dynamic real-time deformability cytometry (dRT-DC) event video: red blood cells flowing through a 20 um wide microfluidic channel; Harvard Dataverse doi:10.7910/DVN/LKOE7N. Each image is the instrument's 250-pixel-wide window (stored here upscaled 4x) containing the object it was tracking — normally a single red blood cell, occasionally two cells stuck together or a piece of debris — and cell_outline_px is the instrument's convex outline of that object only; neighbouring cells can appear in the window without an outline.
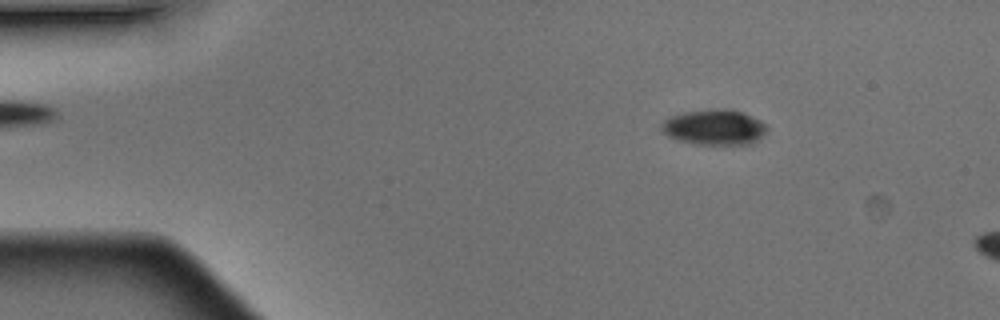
{"species": "Egyptian fruit bat (a non-hibernating species)", "species_latin": "Rousettus aegyptiacus", "temperature_condition": "warm", "stored_images_in_passage": 2, "camera_frame_rate_fps": 3000, "um_per_image_px": 0.085, "animal": {"sex": "male"}, "frame": {"image": 1, "passage_image": 1, "time_ms": 0.0, "image_size_px": [1000, 320], "cell_outline_px": [[768, 128], [752, 144], [696, 144], [680, 140], [668, 136], [660, 128], [660, 124], [668, 116], [684, 112], [724, 108], [740, 112], [760, 120]], "centroid_in_image_um": [60.67, 10.81], "position_along_channel_um": 24.3, "area_um2": 21.44}}